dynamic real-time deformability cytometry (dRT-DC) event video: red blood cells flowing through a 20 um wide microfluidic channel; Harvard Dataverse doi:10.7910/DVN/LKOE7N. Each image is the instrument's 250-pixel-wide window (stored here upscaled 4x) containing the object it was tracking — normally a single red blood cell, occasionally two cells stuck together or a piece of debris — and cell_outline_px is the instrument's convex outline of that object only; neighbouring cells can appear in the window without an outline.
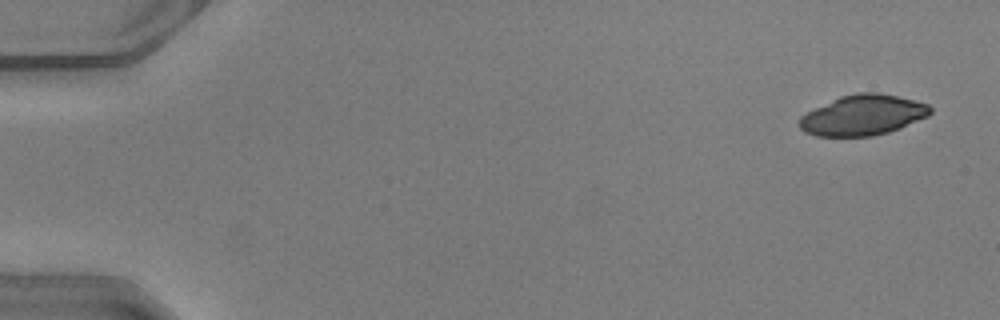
{"species": "common noctule bat (a hibernating species)", "species_latin": "Nyctalus noctula", "temperature_condition": "warm", "stored_images_in_passage": 20, "camera_frame_rate_fps": 3000, "um_per_image_px": 0.085, "animal": {"sex": "male", "body_mass_g": 20.5, "forearm_length_mm": 52.5}, "frame": {"image": 1, "passage_image": 3, "time_ms": 0.667, "image_size_px": [1000, 320], "cell_outline_px": [[932, 112], [928, 116], [900, 128], [888, 132], [872, 136], [816, 136], [804, 132], [800, 128], [800, 116], [840, 96], [856, 92], [876, 92], [896, 96], [928, 104], [932, 108]], "centroid_in_image_um": [73.35, 9.79], "position_along_channel_um": 11.6, "area_um2": 30.58}}